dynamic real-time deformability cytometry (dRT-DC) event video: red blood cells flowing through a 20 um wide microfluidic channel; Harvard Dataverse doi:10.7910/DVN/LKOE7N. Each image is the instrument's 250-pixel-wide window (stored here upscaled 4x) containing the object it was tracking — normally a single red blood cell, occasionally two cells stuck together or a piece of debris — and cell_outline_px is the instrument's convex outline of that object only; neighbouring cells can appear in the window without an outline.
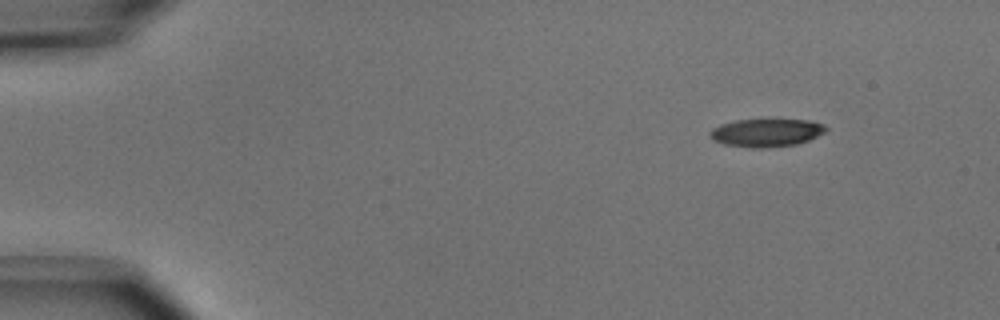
{"species": "common noctule bat (a hibernating species)", "species_latin": "Nyctalus noctula", "temperature_condition": "cold", "stored_images_in_passage": 46, "camera_frame_rate_fps": 3000, "um_per_image_px": 0.085, "animal": {"sex": "male", "body_mass_g": 15.6}, "frame": {"image": 1, "passage_image": 1, "time_ms": 0.0, "image_size_px": [1000, 320], "cell_outline_px": [[828, 128], [824, 132], [808, 140], [796, 144], [768, 148], [752, 148], [724, 144], [712, 140], [708, 132], [712, 128], [720, 124], [736, 120], [808, 120], [824, 124]], "centroid_in_image_um": [65.1, 11.28], "position_along_channel_um": 19.9, "area_um2": 18.9}}
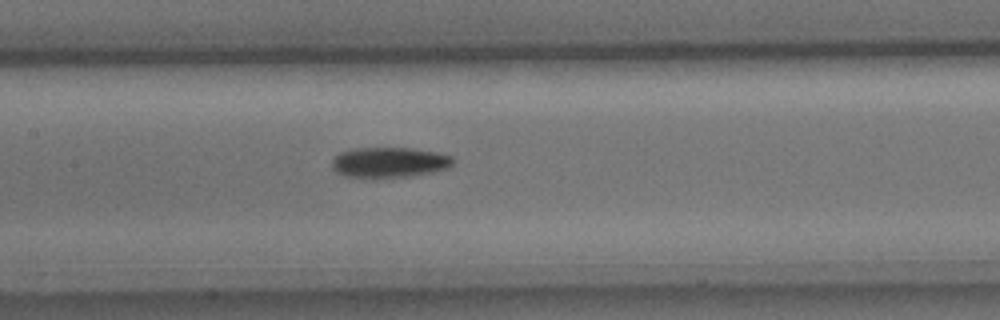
{"frame": {"image": 2, "passage_image": 20, "time_ms": 6.333, "image_size_px": [1000, 320], "cell_outline_px": [[456, 160], [448, 168], [432, 172], [412, 176], [376, 180], [340, 176], [332, 168], [332, 160], [340, 152], [352, 148], [412, 148], [436, 152], [452, 156]], "centroid_in_image_um": [33.05, 13.84], "position_along_channel_um": 174.4, "area_um2": 22.25}}
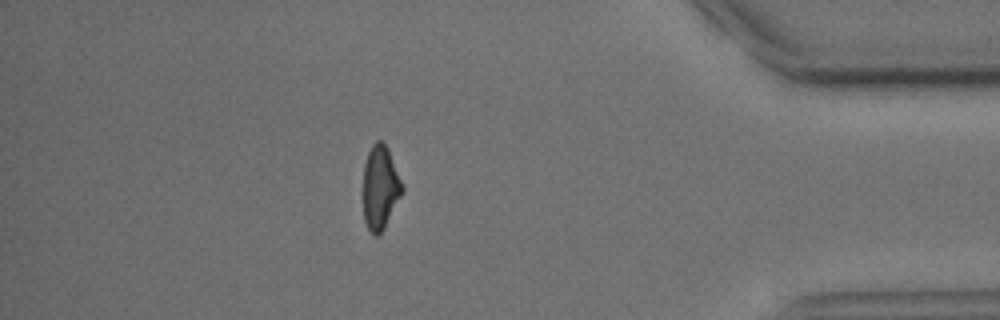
{"frame": {"image": 3, "passage_image": 40, "time_ms": 13.0, "image_size_px": [1000, 320], "cell_outline_px": [[404, 192], [384, 228], [376, 236], [368, 228], [364, 220], [364, 164], [368, 152], [372, 144], [376, 140], [380, 140], [388, 148], [404, 184]], "centroid_in_image_um": [32.35, 15.91], "position_along_channel_um": 402.8, "area_um2": 19.13}, "authors_computed_cell_mechanics": {"area_um2": 20.4901, "velocity_mm_per_s": 3.9711, "shape_relaxation_time_tau1_ms": 3.4464, "shape_relaxation_time_tau2_ms": null, "deformation_change_tau1": 0.1427, "deformation_change_tau2": null}}